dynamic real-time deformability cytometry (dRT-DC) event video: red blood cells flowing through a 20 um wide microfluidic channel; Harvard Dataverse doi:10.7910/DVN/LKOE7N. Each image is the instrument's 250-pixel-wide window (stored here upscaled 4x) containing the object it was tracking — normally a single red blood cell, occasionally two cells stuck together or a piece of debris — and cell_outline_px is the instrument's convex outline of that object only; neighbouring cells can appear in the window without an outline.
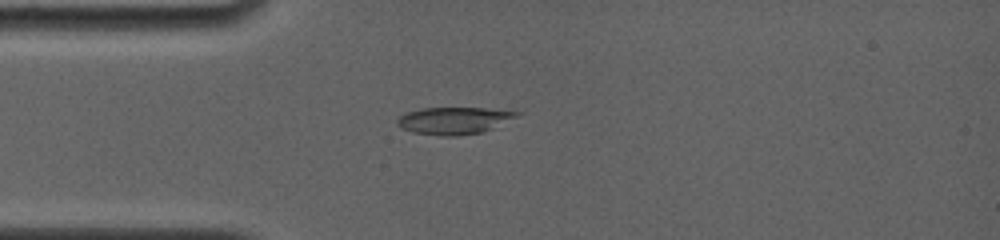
{"species": "common noctule bat (a hibernating species)", "species_latin": "Nyctalus noctula", "temperature_condition": "room temperature", "stored_images_in_passage": 50, "camera_frame_rate_fps": 4000, "um_per_image_px": 0.085, "animal": {"sex": "female", "body_mass_g": 19.0, "forearm_length_mm": 56.7}, "frame": {"image": 1, "passage_image": 2, "time_ms": 0.25, "image_size_px": [1000, 240], "cell_outline_px": [[520, 116], [484, 132], [456, 136], [444, 136], [412, 132], [400, 128], [396, 124], [396, 120], [404, 112], [420, 108], [488, 108], [520, 112]], "centroid_in_image_um": [38.57, 10.24], "position_along_channel_um": 46.4, "area_um2": 19.13}}
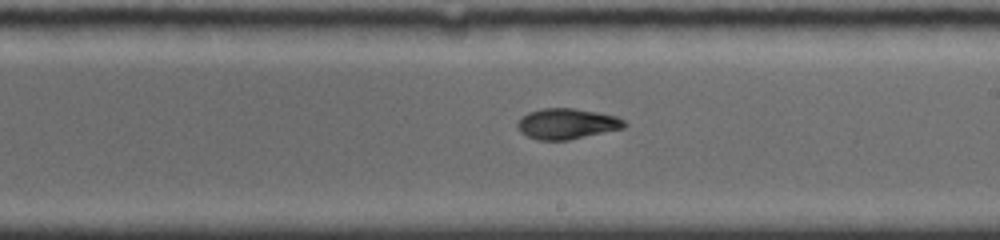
{"frame": {"image": 2, "passage_image": 23, "time_ms": 5.5, "image_size_px": [1000, 240], "cell_outline_px": [[628, 124], [624, 128], [568, 140], [536, 140], [520, 132], [516, 124], [520, 116], [528, 112], [544, 108], [572, 108], [596, 112], [616, 116], [624, 120]], "centroid_in_image_um": [48.16, 10.52], "position_along_channel_um": 240.8, "area_um2": 19.13}}
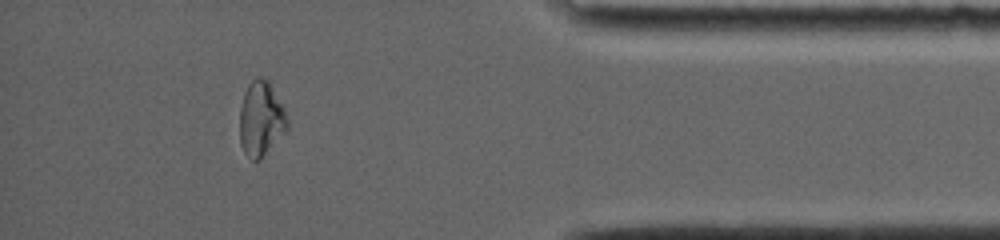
{"frame": {"image": 3, "passage_image": 43, "time_ms": 10.5, "image_size_px": [1000, 240], "cell_outline_px": [[288, 128], [264, 156], [260, 160], [252, 160], [244, 152], [240, 144], [240, 108], [244, 92], [248, 84], [252, 80], [260, 76], [268, 80], [284, 108], [288, 120]], "centroid_in_image_um": [22.18, 10.1], "position_along_channel_um": 413.0, "area_um2": 20.75}, "authors_computed_cell_mechanics": {"area_um2": 19.363, "velocity_mm_per_s": 3.9019, "shape_relaxation_time_tau1_ms": 4.8778, "shape_relaxation_time_tau2_ms": 2.5015, "deformation_change_tau1": 0.1867, "deformation_change_tau2": 0.0724}}